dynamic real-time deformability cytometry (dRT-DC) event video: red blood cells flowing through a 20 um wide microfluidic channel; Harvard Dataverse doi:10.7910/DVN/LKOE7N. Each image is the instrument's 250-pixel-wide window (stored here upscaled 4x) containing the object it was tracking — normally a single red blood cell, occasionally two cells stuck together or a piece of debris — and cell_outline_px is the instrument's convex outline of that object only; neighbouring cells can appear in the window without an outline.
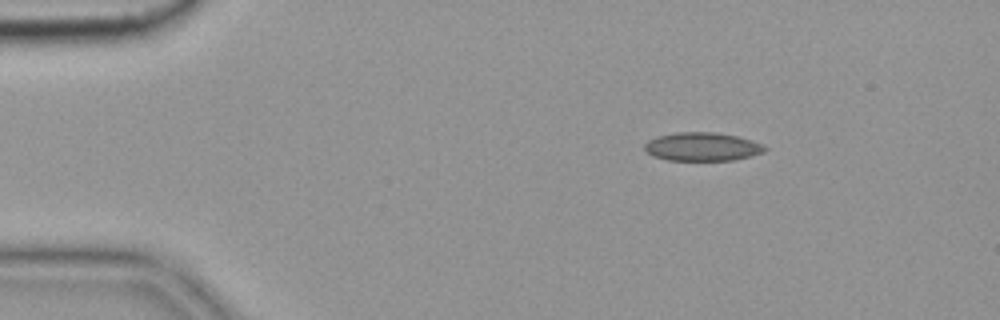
{"species": "common noctule bat (a hibernating species)", "species_latin": "Nyctalus noctula", "temperature_condition": "cold", "stored_images_in_passage": 5, "camera_frame_rate_fps": 3000, "um_per_image_px": 0.085, "animal": {"sex": "female", "body_mass_g": 19.9}, "frame": {"image": 1, "passage_image": 2, "time_ms": 0.333, "image_size_px": [1000, 320], "cell_outline_px": [[768, 148], [764, 152], [752, 156], [736, 160], [668, 160], [652, 156], [644, 148], [644, 144], [648, 140], [656, 136], [676, 132], [712, 132], [736, 136], [752, 140]], "centroid_in_image_um": [59.68, 12.47], "position_along_channel_um": 25.3, "area_um2": 20.0}}